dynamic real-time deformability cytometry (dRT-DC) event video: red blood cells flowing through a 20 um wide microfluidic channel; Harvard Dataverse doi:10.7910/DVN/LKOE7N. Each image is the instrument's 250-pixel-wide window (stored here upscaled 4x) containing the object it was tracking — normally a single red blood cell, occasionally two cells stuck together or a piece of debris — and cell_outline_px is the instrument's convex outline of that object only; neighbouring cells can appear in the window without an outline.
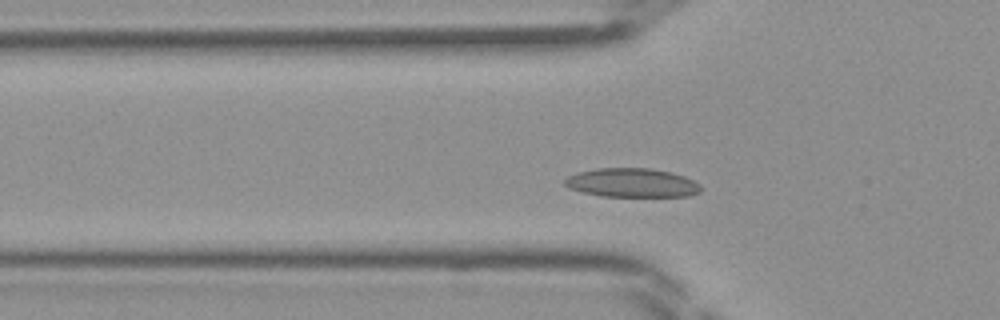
{"species": "Egyptian fruit bat (a non-hibernating species)", "species_latin": "Rousettus aegyptiacus", "temperature_condition": "room temperature", "stored_images_in_passage": 39, "camera_frame_rate_fps": 3000, "um_per_image_px": 0.085, "frame": {"image": 1, "passage_image": 7, "time_ms": 2.0, "image_size_px": [1000, 320], "cell_outline_px": [[700, 192], [688, 196], [600, 196], [580, 192], [568, 188], [564, 184], [564, 180], [568, 176], [576, 172], [596, 168], [648, 168], [668, 172], [684, 176], [700, 184]], "centroid_in_image_um": [53.65, 15.54], "position_along_channel_um": 72.1, "area_um2": 22.95}}
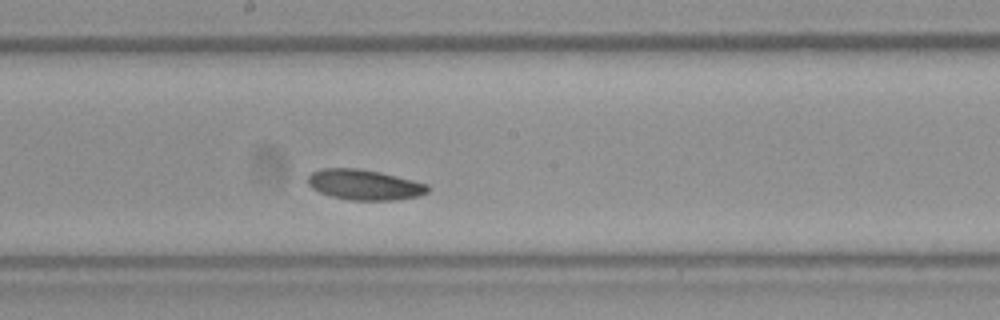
{"frame": {"image": 2, "passage_image": 17, "time_ms": 5.333, "image_size_px": [1000, 320], "cell_outline_px": [[428, 192], [420, 196], [396, 200], [352, 200], [332, 196], [320, 192], [312, 188], [308, 184], [308, 176], [312, 172], [320, 168], [360, 168], [380, 172], [428, 184]], "centroid_in_image_um": [30.97, 15.7], "position_along_channel_um": 217.2, "area_um2": 21.21}}
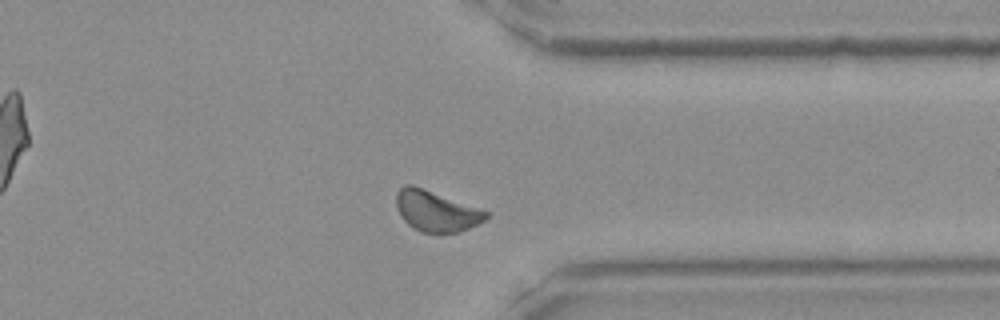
{"frame": {"image": 3, "passage_image": 28, "time_ms": 9.0, "image_size_px": [1000, 320], "cell_outline_px": [[488, 216], [484, 220], [468, 228], [456, 232], [420, 232], [412, 228], [404, 220], [396, 208], [396, 192], [404, 184], [412, 184], [488, 212]], "centroid_in_image_um": [37.0, 17.93], "position_along_channel_um": 374.4, "area_um2": 20.87}}